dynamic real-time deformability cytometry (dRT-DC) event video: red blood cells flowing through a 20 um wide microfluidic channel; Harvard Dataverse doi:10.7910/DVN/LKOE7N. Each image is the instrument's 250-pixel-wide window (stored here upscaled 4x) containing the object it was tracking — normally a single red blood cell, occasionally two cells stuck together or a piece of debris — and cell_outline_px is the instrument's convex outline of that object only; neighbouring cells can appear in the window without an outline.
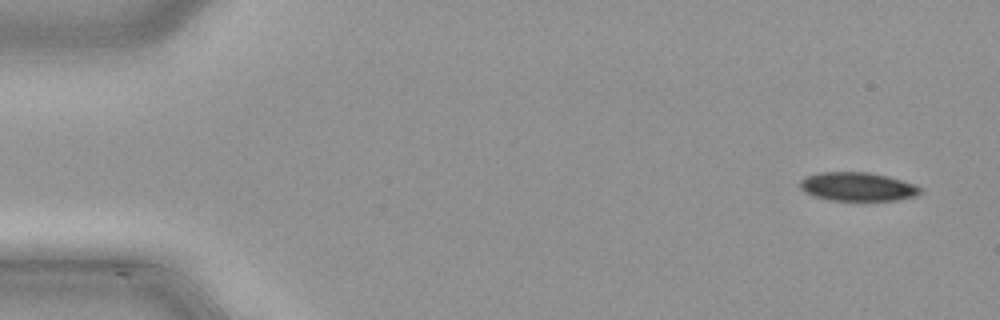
{"species": "common noctule bat (a hibernating species)", "species_latin": "Nyctalus noctula", "temperature_condition": "cold", "stored_images_in_passage": 12, "camera_frame_rate_fps": 3000, "um_per_image_px": 0.085, "animal": {"sex": "male", "body_mass_g": 21.5, "forearm_length_mm": 52.0}, "frame": {"image": 1, "passage_image": 3, "time_ms": 0.667, "image_size_px": [1000, 320], "cell_outline_px": [[924, 188], [920, 192], [912, 196], [896, 200], [828, 200], [812, 196], [804, 192], [800, 188], [800, 180], [804, 176], [816, 172], [868, 172], [888, 176], [916, 184]], "centroid_in_image_um": [72.85, 15.85], "position_along_channel_um": 12.2, "area_um2": 20.29}}